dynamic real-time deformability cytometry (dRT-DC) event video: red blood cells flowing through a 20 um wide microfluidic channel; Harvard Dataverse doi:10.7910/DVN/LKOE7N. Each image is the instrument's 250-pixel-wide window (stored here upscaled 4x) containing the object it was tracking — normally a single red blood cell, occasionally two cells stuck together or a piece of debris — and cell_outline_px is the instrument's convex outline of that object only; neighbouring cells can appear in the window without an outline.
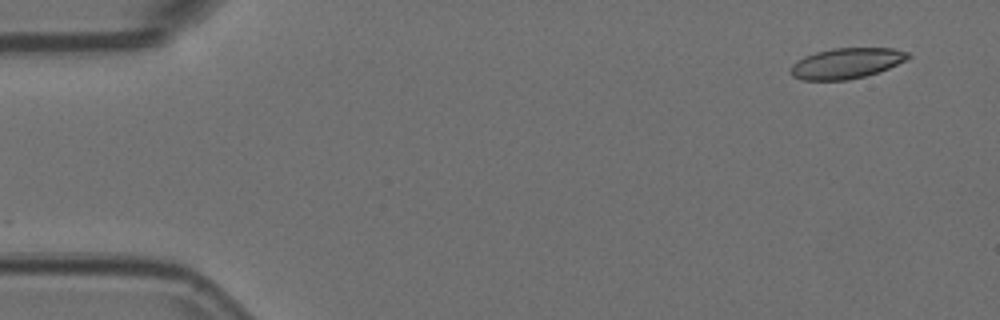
{"species": "Egyptian fruit bat (a non-hibernating species)", "species_latin": "Rousettus aegyptiacus", "temperature_condition": "room temperature", "stored_images_in_passage": 17, "camera_frame_rate_fps": 3000, "um_per_image_px": 0.085, "animal": {"sex": "female"}, "frame": {"image": 1, "passage_image": 4, "time_ms": 1.0, "image_size_px": [1000, 320], "cell_outline_px": [[912, 56], [888, 68], [864, 76], [848, 80], [800, 80], [792, 76], [792, 64], [796, 60], [804, 56], [816, 52], [832, 48], [892, 48], [908, 52]], "centroid_in_image_um": [71.91, 5.37], "position_along_channel_um": 13.1, "area_um2": 20.75}}
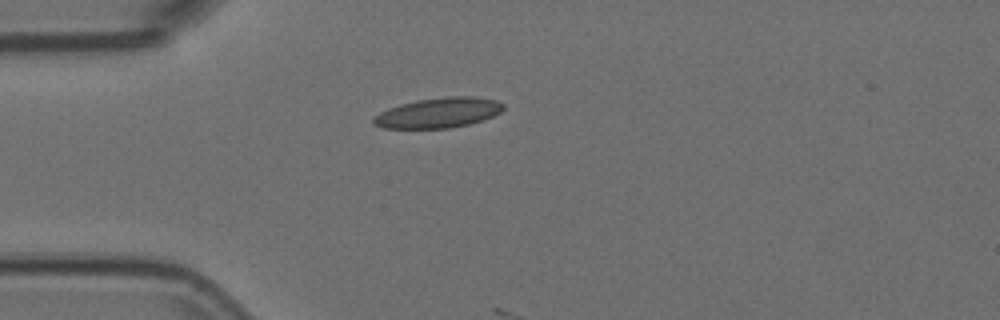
{"frame": {"image": 2, "passage_image": 15, "time_ms": 4.667, "image_size_px": [1000, 320], "cell_outline_px": [[504, 108], [500, 112], [484, 120], [468, 124], [448, 128], [384, 128], [372, 124], [372, 116], [388, 108], [400, 104], [416, 100], [448, 96], [472, 96], [496, 100], [504, 104]], "centroid_in_image_um": [37.24, 9.58], "position_along_channel_um": 47.8, "area_um2": 22.89}}